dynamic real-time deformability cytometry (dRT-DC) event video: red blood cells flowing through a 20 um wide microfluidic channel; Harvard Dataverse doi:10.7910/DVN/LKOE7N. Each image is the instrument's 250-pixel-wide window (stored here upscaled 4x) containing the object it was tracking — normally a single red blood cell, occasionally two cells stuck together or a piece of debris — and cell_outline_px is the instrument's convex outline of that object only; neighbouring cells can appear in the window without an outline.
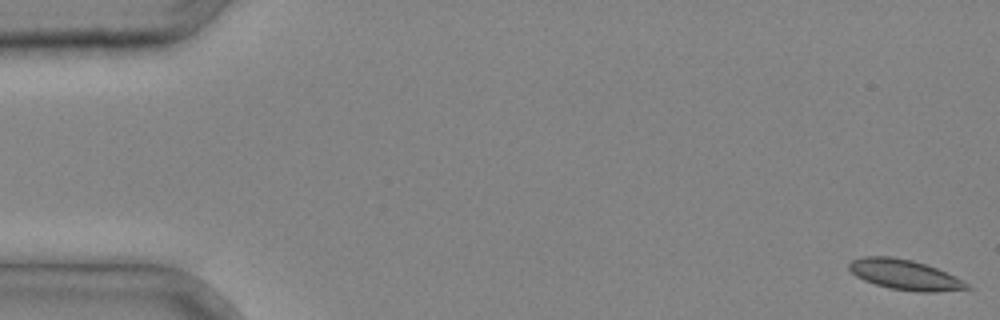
{"species": "common noctule bat (a hibernating species)", "species_latin": "Nyctalus noctula", "temperature_condition": "cold", "stored_images_in_passage": 38, "camera_frame_rate_fps": 3000, "um_per_image_px": 0.085, "animal": {"sex": "male", "body_mass_g": 20.4}, "frame": {"image": 1, "passage_image": 1, "time_ms": 0.0, "image_size_px": [1000, 320], "cell_outline_px": [[972, 288], [936, 292], [916, 292], [888, 288], [864, 280], [856, 276], [848, 268], [848, 264], [852, 260], [864, 256], [892, 256], [912, 260], [936, 268], [968, 284]], "centroid_in_image_um": [76.85, 23.35], "position_along_channel_um": 8.1, "area_um2": 20.46}}
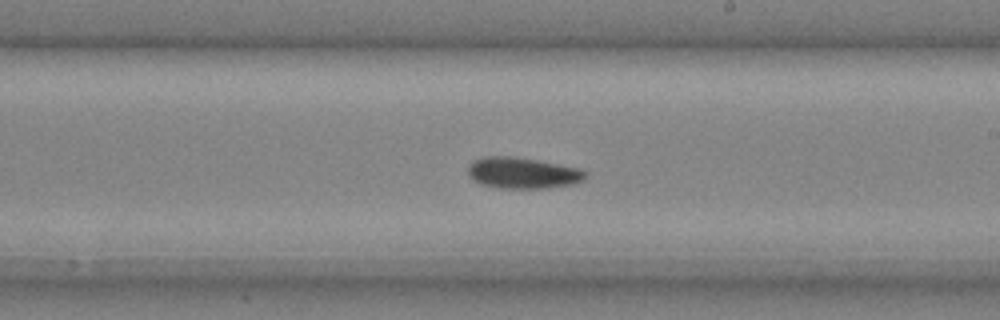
{"frame": {"image": 2, "passage_image": 23, "time_ms": 7.333, "image_size_px": [1000, 320], "cell_outline_px": [[588, 176], [584, 180], [572, 184], [548, 188], [500, 188], [480, 184], [472, 180], [468, 176], [468, 164], [484, 156], [512, 156], [536, 160], [580, 168], [588, 172]], "centroid_in_image_um": [44.43, 14.7], "position_along_channel_um": 244.6, "area_um2": 21.5}}
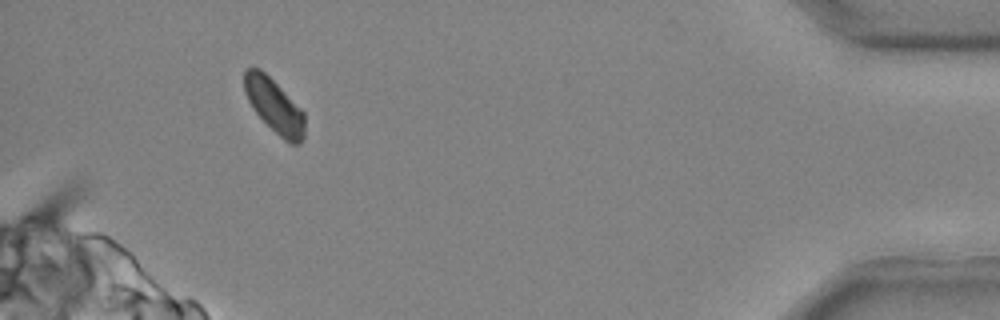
{"frame": {"image": 3, "passage_image": 36, "time_ms": 11.667, "image_size_px": [1000, 320], "cell_outline_px": [[304, 136], [300, 144], [288, 144], [252, 108], [244, 92], [244, 72], [248, 68], [260, 68], [304, 112]], "centroid_in_image_um": [23.31, 9.01], "position_along_channel_um": 411.9, "area_um2": 18.55}}